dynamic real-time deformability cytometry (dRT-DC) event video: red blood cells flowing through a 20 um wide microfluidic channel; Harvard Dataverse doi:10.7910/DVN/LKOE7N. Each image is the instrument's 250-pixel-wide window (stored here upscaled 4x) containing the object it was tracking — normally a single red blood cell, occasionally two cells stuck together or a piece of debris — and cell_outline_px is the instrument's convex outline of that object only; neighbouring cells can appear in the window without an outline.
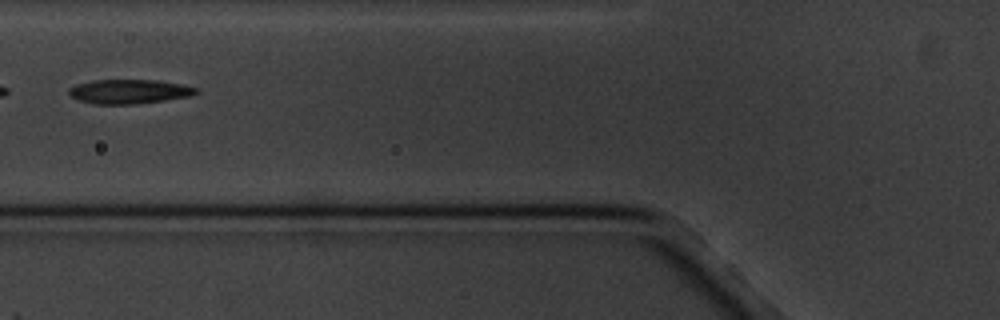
{"species": "common noctule bat (a hibernating species)", "species_latin": "Nyctalus noctula", "temperature_condition": "cold", "stored_images_in_passage": 10, "camera_frame_rate_fps": 3000, "um_per_image_px": 0.085, "animal": {"sex": "male", "body_mass_g": 20.1, "forearm_length_mm": 53.5}, "frame": {"image": 1, "passage_image": 6, "time_ms": 6.0, "image_size_px": [1000, 320], "cell_outline_px": [[200, 92], [188, 96], [164, 100], [136, 104], [92, 104], [76, 100], [68, 92], [68, 88], [76, 84], [92, 80], [156, 80], [180, 84], [196, 88]], "centroid_in_image_um": [10.91, 7.78], "position_along_channel_um": 114.9, "area_um2": 17.98}}
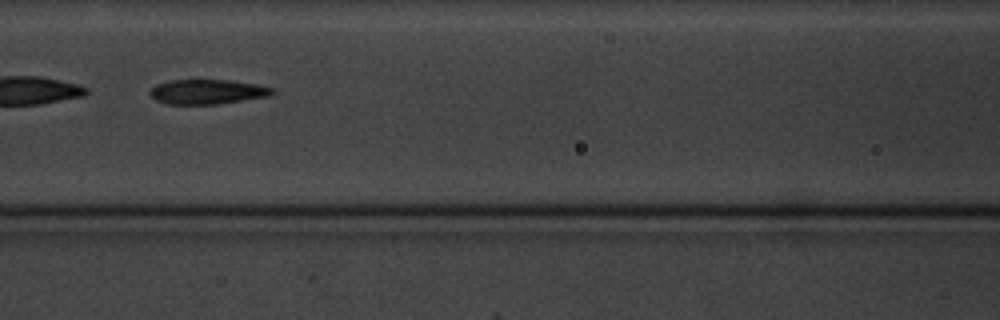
{"frame": {"image": 2, "passage_image": 7, "time_ms": 7.0, "image_size_px": [1000, 320], "cell_outline_px": [[276, 92], [268, 96], [216, 104], [168, 104], [156, 100], [148, 92], [156, 84], [168, 80], [228, 80], [256, 84], [272, 88]], "centroid_in_image_um": [17.59, 7.79], "position_along_channel_um": 149.0, "area_um2": 17.46}}